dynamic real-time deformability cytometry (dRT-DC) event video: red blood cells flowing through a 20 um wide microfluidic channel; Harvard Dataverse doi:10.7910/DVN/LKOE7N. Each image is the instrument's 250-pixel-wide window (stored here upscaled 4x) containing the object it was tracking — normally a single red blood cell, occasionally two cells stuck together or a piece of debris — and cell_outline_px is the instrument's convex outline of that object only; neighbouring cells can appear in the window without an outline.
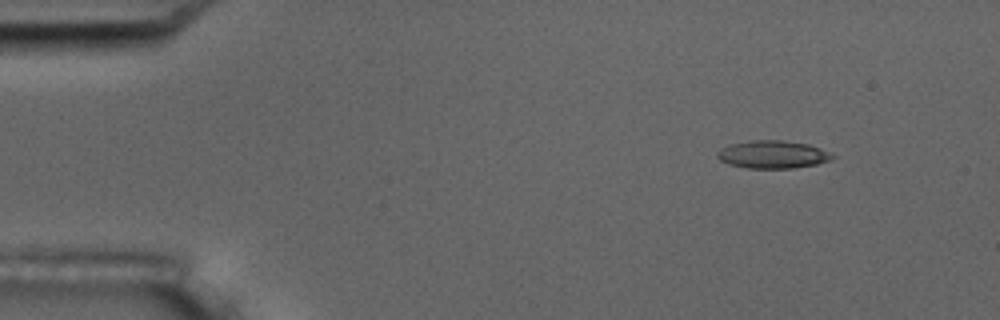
{"species": "common noctule bat (a hibernating species)", "species_latin": "Nyctalus noctula", "temperature_condition": "room temperature", "stored_images_in_passage": 5, "camera_frame_rate_fps": 3000, "um_per_image_px": 0.085, "animal": {"sex": "male", "body_mass_g": 17.5, "forearm_length_mm": 52.3}, "frame": {"image": 1, "passage_image": 2, "time_ms": 1.333, "image_size_px": [1000, 320], "cell_outline_px": [[836, 156], [832, 160], [816, 164], [792, 168], [748, 168], [728, 164], [720, 160], [716, 156], [716, 152], [720, 148], [732, 144], [752, 140], [784, 140], [808, 144], [820, 148]], "centroid_in_image_um": [65.67, 13.13], "position_along_channel_um": 19.3, "area_um2": 18.67}}
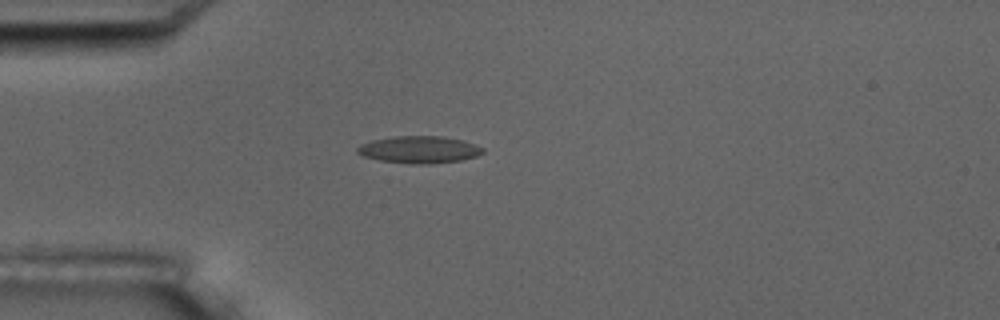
{"frame": {"image": 2, "passage_image": 4, "time_ms": 4.333, "image_size_px": [1000, 320], "cell_outline_px": [[484, 152], [476, 156], [460, 160], [428, 164], [412, 164], [380, 160], [364, 156], [356, 152], [356, 148], [360, 144], [372, 140], [396, 136], [444, 136], [464, 140], [484, 148]], "centroid_in_image_um": [35.64, 12.71], "position_along_channel_um": 49.4, "area_um2": 19.83}}